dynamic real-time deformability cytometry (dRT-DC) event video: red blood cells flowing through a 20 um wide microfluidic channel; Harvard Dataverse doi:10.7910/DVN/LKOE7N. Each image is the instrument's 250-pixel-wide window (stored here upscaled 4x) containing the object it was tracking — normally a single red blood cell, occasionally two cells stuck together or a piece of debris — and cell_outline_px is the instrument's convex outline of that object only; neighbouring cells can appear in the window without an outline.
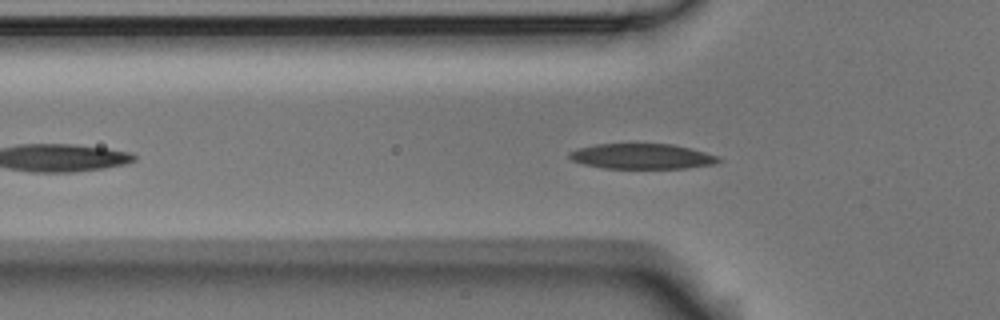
{"species": "Egyptian fruit bat (a non-hibernating species)", "species_latin": "Rousettus aegyptiacus", "temperature_condition": "room temperature", "stored_images_in_passage": 37, "camera_frame_rate_fps": 3000, "um_per_image_px": 0.085, "animal": {"sex": "male"}, "frame": {"image": 1, "passage_image": 3, "time_ms": 0.667, "image_size_px": [1000, 320], "cell_outline_px": [[724, 160], [712, 164], [684, 168], [604, 168], [584, 164], [572, 160], [568, 156], [568, 152], [580, 148], [596, 144], [672, 144], [720, 156]], "centroid_in_image_um": [54.57, 13.29], "position_along_channel_um": 71.2, "area_um2": 21.79}}
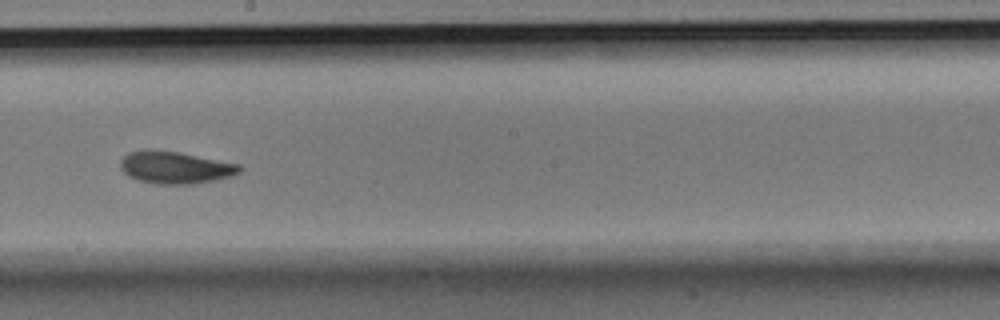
{"frame": {"image": 2, "passage_image": 16, "time_ms": 5.0, "image_size_px": [1000, 320], "cell_outline_px": [[244, 168], [240, 172], [232, 176], [216, 180], [192, 184], [156, 184], [136, 180], [128, 176], [120, 168], [120, 160], [128, 152], [144, 148], [152, 148], [180, 152], [240, 164]], "centroid_in_image_um": [14.87, 14.22], "position_along_channel_um": 233.3, "area_um2": 22.95}}
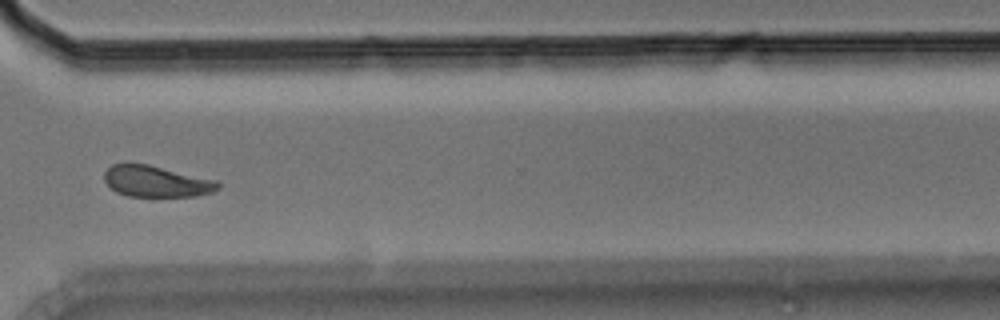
{"frame": {"image": 3, "passage_image": 26, "time_ms": 8.333, "image_size_px": [1000, 320], "cell_outline_px": [[220, 188], [212, 192], [196, 196], [128, 196], [116, 192], [104, 180], [104, 172], [112, 164], [124, 160], [128, 160], [148, 164], [216, 180], [220, 184]], "centroid_in_image_um": [13.23, 15.38], "position_along_channel_um": 357.4, "area_um2": 21.1}, "authors_computed_cell_mechanics": {"area_um2": 22.1374, "velocity_mm_per_s": 3.7173, "shape_relaxation_time_tau1_ms": 2.9173, "shape_relaxation_time_tau2_ms": 3.2461, "deformation_change_tau1": 0.1104, "deformation_change_tau2": 0.0824}}